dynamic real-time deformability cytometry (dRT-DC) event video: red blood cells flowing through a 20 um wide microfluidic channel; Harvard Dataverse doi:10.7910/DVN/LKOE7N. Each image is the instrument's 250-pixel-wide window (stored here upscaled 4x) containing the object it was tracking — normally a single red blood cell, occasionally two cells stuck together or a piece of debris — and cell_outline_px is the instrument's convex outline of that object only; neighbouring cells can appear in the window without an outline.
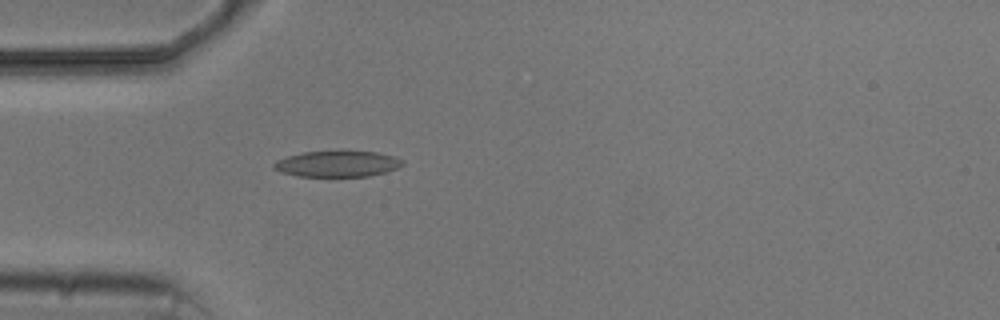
{"species": "common noctule bat (a hibernating species)", "species_latin": "Nyctalus noctula", "temperature_condition": "cold", "stored_images_in_passage": 1, "camera_frame_rate_fps": 3000, "um_per_image_px": 0.085, "animal": {"sex": "male", "body_mass_g": 20.5, "forearm_length_mm": 52.5}, "frame": {"image": 1, "passage_image": 1, "time_ms": 0.0, "image_size_px": [1000, 320], "cell_outline_px": [[404, 164], [396, 168], [384, 172], [368, 176], [296, 176], [280, 172], [272, 168], [272, 164], [276, 160], [288, 156], [304, 152], [344, 148], [376, 152], [392, 156], [404, 160]], "centroid_in_image_um": [28.65, 13.88], "position_along_channel_um": 56.4, "area_um2": 20.23}}